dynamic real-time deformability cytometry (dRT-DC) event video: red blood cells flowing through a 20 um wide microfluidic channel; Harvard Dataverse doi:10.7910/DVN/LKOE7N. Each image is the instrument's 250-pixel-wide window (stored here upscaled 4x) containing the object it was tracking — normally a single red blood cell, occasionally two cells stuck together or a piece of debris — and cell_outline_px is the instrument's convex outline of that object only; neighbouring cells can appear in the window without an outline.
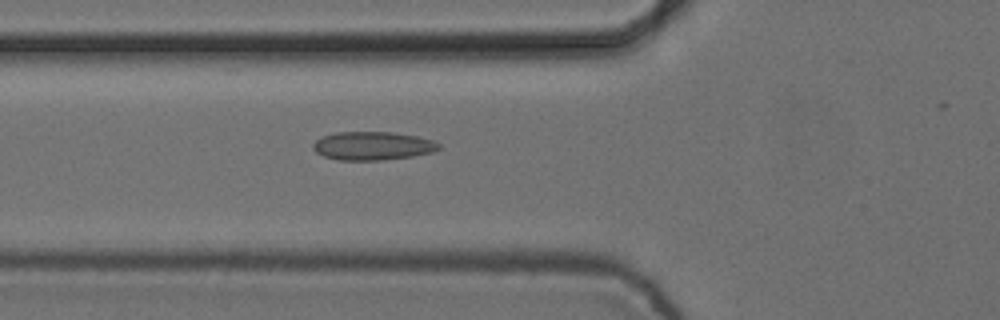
{"species": "common noctule bat (a hibernating species)", "species_latin": "Nyctalus noctula", "temperature_condition": "cold", "stored_images_in_passage": 6, "camera_frame_rate_fps": 3000, "um_per_image_px": 0.085, "animal": {"sex": "female", "body_mass_g": 24.6, "forearm_length_mm": 56.2}, "frame": {"image": 1, "passage_image": 6, "time_ms": 1.667, "image_size_px": [1000, 320], "cell_outline_px": [[440, 148], [432, 152], [412, 156], [380, 160], [336, 160], [324, 156], [316, 152], [312, 148], [312, 144], [316, 140], [324, 136], [336, 132], [392, 132], [416, 136], [432, 140], [440, 144]], "centroid_in_image_um": [31.65, 12.4], "position_along_channel_um": 94.1, "area_um2": 20.75}}